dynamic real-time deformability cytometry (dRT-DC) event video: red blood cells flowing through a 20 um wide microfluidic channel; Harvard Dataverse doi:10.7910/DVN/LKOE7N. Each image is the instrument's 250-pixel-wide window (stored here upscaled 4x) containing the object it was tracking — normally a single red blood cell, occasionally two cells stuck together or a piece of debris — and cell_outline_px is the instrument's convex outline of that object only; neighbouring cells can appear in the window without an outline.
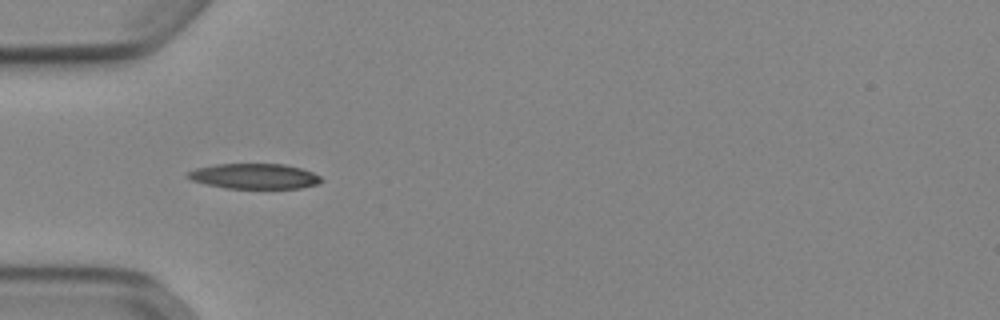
{"species": "Egyptian fruit bat (a non-hibernating species)", "species_latin": "Rousettus aegyptiacus", "temperature_condition": "cold", "stored_images_in_passage": 34, "camera_frame_rate_fps": 3000, "um_per_image_px": 0.085, "animal": {"sex": "female"}, "frame": {"image": 1, "passage_image": 1, "time_ms": 0.0, "image_size_px": [1000, 320], "cell_outline_px": [[324, 180], [320, 184], [300, 188], [224, 188], [192, 180], [184, 176], [188, 172], [196, 168], [216, 164], [284, 164], [300, 168], [312, 172], [320, 176]], "centroid_in_image_um": [21.64, 14.98], "position_along_channel_um": 63.4, "area_um2": 19.65}}
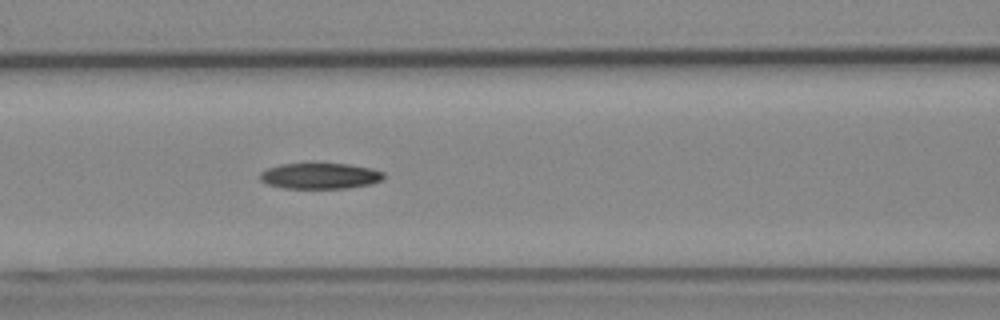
{"frame": {"image": 2, "passage_image": 7, "time_ms": 2.0, "image_size_px": [1000, 320], "cell_outline_px": [[384, 180], [372, 184], [348, 188], [284, 188], [268, 184], [260, 180], [260, 172], [268, 168], [280, 164], [312, 160], [348, 164], [372, 168], [384, 172]], "centroid_in_image_um": [27.21, 14.9], "position_along_channel_um": 139.4, "area_um2": 19.65}}
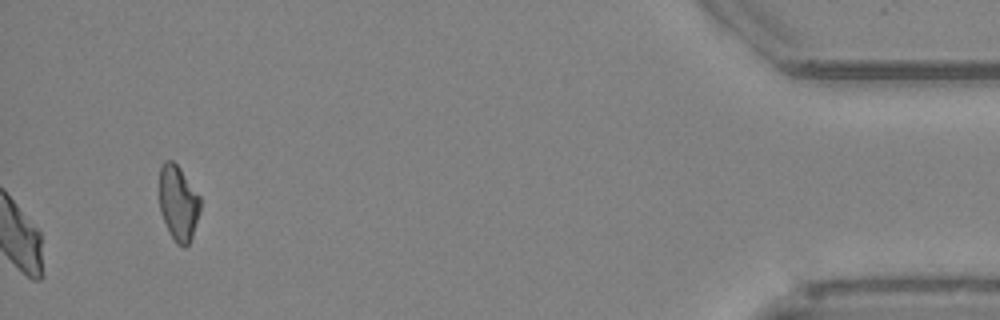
{"frame": {"image": 3, "passage_image": 34, "time_ms": 11.0, "image_size_px": [1000, 320], "cell_outline_px": [[200, 212], [192, 236], [188, 244], [184, 248], [176, 244], [160, 212], [160, 168], [164, 160], [172, 160], [180, 168], [200, 196]], "centroid_in_image_um": [15.16, 17.25], "position_along_channel_um": 420.0, "area_um2": 17.8}}